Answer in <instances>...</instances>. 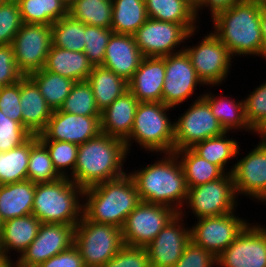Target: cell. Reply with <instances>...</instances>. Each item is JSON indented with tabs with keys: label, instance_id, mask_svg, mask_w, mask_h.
<instances>
[{
	"label": "cell",
	"instance_id": "cell-41",
	"mask_svg": "<svg viewBox=\"0 0 266 267\" xmlns=\"http://www.w3.org/2000/svg\"><path fill=\"white\" fill-rule=\"evenodd\" d=\"M113 33L111 28L85 24L84 53L93 66H100L103 64L106 46Z\"/></svg>",
	"mask_w": 266,
	"mask_h": 267
},
{
	"label": "cell",
	"instance_id": "cell-4",
	"mask_svg": "<svg viewBox=\"0 0 266 267\" xmlns=\"http://www.w3.org/2000/svg\"><path fill=\"white\" fill-rule=\"evenodd\" d=\"M262 6L257 0H243L213 19L212 32L232 56H261L260 27Z\"/></svg>",
	"mask_w": 266,
	"mask_h": 267
},
{
	"label": "cell",
	"instance_id": "cell-28",
	"mask_svg": "<svg viewBox=\"0 0 266 267\" xmlns=\"http://www.w3.org/2000/svg\"><path fill=\"white\" fill-rule=\"evenodd\" d=\"M145 6L148 18L181 24L189 32L198 28L190 0H145Z\"/></svg>",
	"mask_w": 266,
	"mask_h": 267
},
{
	"label": "cell",
	"instance_id": "cell-43",
	"mask_svg": "<svg viewBox=\"0 0 266 267\" xmlns=\"http://www.w3.org/2000/svg\"><path fill=\"white\" fill-rule=\"evenodd\" d=\"M32 134L19 122L0 110V152L12 150L26 142Z\"/></svg>",
	"mask_w": 266,
	"mask_h": 267
},
{
	"label": "cell",
	"instance_id": "cell-2",
	"mask_svg": "<svg viewBox=\"0 0 266 267\" xmlns=\"http://www.w3.org/2000/svg\"><path fill=\"white\" fill-rule=\"evenodd\" d=\"M145 168L130 172L142 202L169 206L183 211L188 188L181 164L174 152Z\"/></svg>",
	"mask_w": 266,
	"mask_h": 267
},
{
	"label": "cell",
	"instance_id": "cell-45",
	"mask_svg": "<svg viewBox=\"0 0 266 267\" xmlns=\"http://www.w3.org/2000/svg\"><path fill=\"white\" fill-rule=\"evenodd\" d=\"M102 267H150L146 247L124 245L120 251Z\"/></svg>",
	"mask_w": 266,
	"mask_h": 267
},
{
	"label": "cell",
	"instance_id": "cell-27",
	"mask_svg": "<svg viewBox=\"0 0 266 267\" xmlns=\"http://www.w3.org/2000/svg\"><path fill=\"white\" fill-rule=\"evenodd\" d=\"M36 183L30 180L0 185V217L3 222L32 214Z\"/></svg>",
	"mask_w": 266,
	"mask_h": 267
},
{
	"label": "cell",
	"instance_id": "cell-31",
	"mask_svg": "<svg viewBox=\"0 0 266 267\" xmlns=\"http://www.w3.org/2000/svg\"><path fill=\"white\" fill-rule=\"evenodd\" d=\"M174 153L180 160L187 188L217 180L225 174L219 166L200 157L191 148L174 151Z\"/></svg>",
	"mask_w": 266,
	"mask_h": 267
},
{
	"label": "cell",
	"instance_id": "cell-54",
	"mask_svg": "<svg viewBox=\"0 0 266 267\" xmlns=\"http://www.w3.org/2000/svg\"><path fill=\"white\" fill-rule=\"evenodd\" d=\"M260 135L261 142H266V118L263 120V122L254 130V133Z\"/></svg>",
	"mask_w": 266,
	"mask_h": 267
},
{
	"label": "cell",
	"instance_id": "cell-37",
	"mask_svg": "<svg viewBox=\"0 0 266 267\" xmlns=\"http://www.w3.org/2000/svg\"><path fill=\"white\" fill-rule=\"evenodd\" d=\"M52 45L70 51L84 52L85 24L67 15L51 25Z\"/></svg>",
	"mask_w": 266,
	"mask_h": 267
},
{
	"label": "cell",
	"instance_id": "cell-36",
	"mask_svg": "<svg viewBox=\"0 0 266 267\" xmlns=\"http://www.w3.org/2000/svg\"><path fill=\"white\" fill-rule=\"evenodd\" d=\"M112 0H76L69 6V15L86 25L111 28Z\"/></svg>",
	"mask_w": 266,
	"mask_h": 267
},
{
	"label": "cell",
	"instance_id": "cell-13",
	"mask_svg": "<svg viewBox=\"0 0 266 267\" xmlns=\"http://www.w3.org/2000/svg\"><path fill=\"white\" fill-rule=\"evenodd\" d=\"M11 45L17 67L24 76L41 70L52 45L51 26L22 23Z\"/></svg>",
	"mask_w": 266,
	"mask_h": 267
},
{
	"label": "cell",
	"instance_id": "cell-58",
	"mask_svg": "<svg viewBox=\"0 0 266 267\" xmlns=\"http://www.w3.org/2000/svg\"><path fill=\"white\" fill-rule=\"evenodd\" d=\"M2 224H3V221H2V219L0 217V231H1Z\"/></svg>",
	"mask_w": 266,
	"mask_h": 267
},
{
	"label": "cell",
	"instance_id": "cell-53",
	"mask_svg": "<svg viewBox=\"0 0 266 267\" xmlns=\"http://www.w3.org/2000/svg\"><path fill=\"white\" fill-rule=\"evenodd\" d=\"M261 33H262V49L261 57L266 59V9L262 8L261 21H260Z\"/></svg>",
	"mask_w": 266,
	"mask_h": 267
},
{
	"label": "cell",
	"instance_id": "cell-8",
	"mask_svg": "<svg viewBox=\"0 0 266 267\" xmlns=\"http://www.w3.org/2000/svg\"><path fill=\"white\" fill-rule=\"evenodd\" d=\"M236 197L232 174L225 173L217 180L188 188L185 204L199 219L236 212Z\"/></svg>",
	"mask_w": 266,
	"mask_h": 267
},
{
	"label": "cell",
	"instance_id": "cell-25",
	"mask_svg": "<svg viewBox=\"0 0 266 267\" xmlns=\"http://www.w3.org/2000/svg\"><path fill=\"white\" fill-rule=\"evenodd\" d=\"M40 225L41 221L32 214L3 222L0 231V251L8 256V253L14 250L21 256L37 237Z\"/></svg>",
	"mask_w": 266,
	"mask_h": 267
},
{
	"label": "cell",
	"instance_id": "cell-15",
	"mask_svg": "<svg viewBox=\"0 0 266 267\" xmlns=\"http://www.w3.org/2000/svg\"><path fill=\"white\" fill-rule=\"evenodd\" d=\"M73 225L41 223L37 237L15 261V267H38L74 245Z\"/></svg>",
	"mask_w": 266,
	"mask_h": 267
},
{
	"label": "cell",
	"instance_id": "cell-57",
	"mask_svg": "<svg viewBox=\"0 0 266 267\" xmlns=\"http://www.w3.org/2000/svg\"><path fill=\"white\" fill-rule=\"evenodd\" d=\"M76 0H64V2L68 5V7L73 4Z\"/></svg>",
	"mask_w": 266,
	"mask_h": 267
},
{
	"label": "cell",
	"instance_id": "cell-11",
	"mask_svg": "<svg viewBox=\"0 0 266 267\" xmlns=\"http://www.w3.org/2000/svg\"><path fill=\"white\" fill-rule=\"evenodd\" d=\"M183 49L204 85L218 86L225 81L232 65V56L213 32L203 37L198 45Z\"/></svg>",
	"mask_w": 266,
	"mask_h": 267
},
{
	"label": "cell",
	"instance_id": "cell-46",
	"mask_svg": "<svg viewBox=\"0 0 266 267\" xmlns=\"http://www.w3.org/2000/svg\"><path fill=\"white\" fill-rule=\"evenodd\" d=\"M217 258L192 240L187 244L181 258L173 267H213Z\"/></svg>",
	"mask_w": 266,
	"mask_h": 267
},
{
	"label": "cell",
	"instance_id": "cell-18",
	"mask_svg": "<svg viewBox=\"0 0 266 267\" xmlns=\"http://www.w3.org/2000/svg\"><path fill=\"white\" fill-rule=\"evenodd\" d=\"M184 211L177 213L146 246L150 267H173L191 241L190 228L183 225Z\"/></svg>",
	"mask_w": 266,
	"mask_h": 267
},
{
	"label": "cell",
	"instance_id": "cell-47",
	"mask_svg": "<svg viewBox=\"0 0 266 267\" xmlns=\"http://www.w3.org/2000/svg\"><path fill=\"white\" fill-rule=\"evenodd\" d=\"M20 107V81L11 85L2 86L0 89V110L5 116L22 125Z\"/></svg>",
	"mask_w": 266,
	"mask_h": 267
},
{
	"label": "cell",
	"instance_id": "cell-7",
	"mask_svg": "<svg viewBox=\"0 0 266 267\" xmlns=\"http://www.w3.org/2000/svg\"><path fill=\"white\" fill-rule=\"evenodd\" d=\"M74 246L85 267H102L124 246L122 229L90 221L82 215L75 227Z\"/></svg>",
	"mask_w": 266,
	"mask_h": 267
},
{
	"label": "cell",
	"instance_id": "cell-29",
	"mask_svg": "<svg viewBox=\"0 0 266 267\" xmlns=\"http://www.w3.org/2000/svg\"><path fill=\"white\" fill-rule=\"evenodd\" d=\"M87 82L91 85L100 112L129 90L128 82L103 66H94Z\"/></svg>",
	"mask_w": 266,
	"mask_h": 267
},
{
	"label": "cell",
	"instance_id": "cell-32",
	"mask_svg": "<svg viewBox=\"0 0 266 267\" xmlns=\"http://www.w3.org/2000/svg\"><path fill=\"white\" fill-rule=\"evenodd\" d=\"M111 29L115 34L134 35L148 19L145 0H112Z\"/></svg>",
	"mask_w": 266,
	"mask_h": 267
},
{
	"label": "cell",
	"instance_id": "cell-21",
	"mask_svg": "<svg viewBox=\"0 0 266 267\" xmlns=\"http://www.w3.org/2000/svg\"><path fill=\"white\" fill-rule=\"evenodd\" d=\"M143 59L133 35L115 34L110 37L103 60L107 68L129 82Z\"/></svg>",
	"mask_w": 266,
	"mask_h": 267
},
{
	"label": "cell",
	"instance_id": "cell-10",
	"mask_svg": "<svg viewBox=\"0 0 266 267\" xmlns=\"http://www.w3.org/2000/svg\"><path fill=\"white\" fill-rule=\"evenodd\" d=\"M177 213L169 206L141 201L122 228L124 245L148 246Z\"/></svg>",
	"mask_w": 266,
	"mask_h": 267
},
{
	"label": "cell",
	"instance_id": "cell-33",
	"mask_svg": "<svg viewBox=\"0 0 266 267\" xmlns=\"http://www.w3.org/2000/svg\"><path fill=\"white\" fill-rule=\"evenodd\" d=\"M37 141L38 136L32 135L22 145L0 152V185L27 180L30 150Z\"/></svg>",
	"mask_w": 266,
	"mask_h": 267
},
{
	"label": "cell",
	"instance_id": "cell-22",
	"mask_svg": "<svg viewBox=\"0 0 266 267\" xmlns=\"http://www.w3.org/2000/svg\"><path fill=\"white\" fill-rule=\"evenodd\" d=\"M164 79L165 56L143 57L128 88L139 102H162Z\"/></svg>",
	"mask_w": 266,
	"mask_h": 267
},
{
	"label": "cell",
	"instance_id": "cell-26",
	"mask_svg": "<svg viewBox=\"0 0 266 267\" xmlns=\"http://www.w3.org/2000/svg\"><path fill=\"white\" fill-rule=\"evenodd\" d=\"M93 67L84 52L51 45L43 69L80 82L87 81Z\"/></svg>",
	"mask_w": 266,
	"mask_h": 267
},
{
	"label": "cell",
	"instance_id": "cell-30",
	"mask_svg": "<svg viewBox=\"0 0 266 267\" xmlns=\"http://www.w3.org/2000/svg\"><path fill=\"white\" fill-rule=\"evenodd\" d=\"M216 96V97H215ZM202 97L209 103L212 114L217 118L220 125L225 131L244 129L253 133L254 130L250 127L245 117L244 101H234L230 96H217L206 93ZM228 97V98H227Z\"/></svg>",
	"mask_w": 266,
	"mask_h": 267
},
{
	"label": "cell",
	"instance_id": "cell-48",
	"mask_svg": "<svg viewBox=\"0 0 266 267\" xmlns=\"http://www.w3.org/2000/svg\"><path fill=\"white\" fill-rule=\"evenodd\" d=\"M23 77V73L17 67L12 45H0V85L17 83Z\"/></svg>",
	"mask_w": 266,
	"mask_h": 267
},
{
	"label": "cell",
	"instance_id": "cell-56",
	"mask_svg": "<svg viewBox=\"0 0 266 267\" xmlns=\"http://www.w3.org/2000/svg\"><path fill=\"white\" fill-rule=\"evenodd\" d=\"M257 1L262 6V8L266 9V0H257Z\"/></svg>",
	"mask_w": 266,
	"mask_h": 267
},
{
	"label": "cell",
	"instance_id": "cell-23",
	"mask_svg": "<svg viewBox=\"0 0 266 267\" xmlns=\"http://www.w3.org/2000/svg\"><path fill=\"white\" fill-rule=\"evenodd\" d=\"M20 105L22 126L32 135H39L45 129L53 110L28 76L20 80Z\"/></svg>",
	"mask_w": 266,
	"mask_h": 267
},
{
	"label": "cell",
	"instance_id": "cell-17",
	"mask_svg": "<svg viewBox=\"0 0 266 267\" xmlns=\"http://www.w3.org/2000/svg\"><path fill=\"white\" fill-rule=\"evenodd\" d=\"M198 84L204 85L197 77L185 51L165 56L162 103L173 108L177 107L193 95Z\"/></svg>",
	"mask_w": 266,
	"mask_h": 267
},
{
	"label": "cell",
	"instance_id": "cell-39",
	"mask_svg": "<svg viewBox=\"0 0 266 267\" xmlns=\"http://www.w3.org/2000/svg\"><path fill=\"white\" fill-rule=\"evenodd\" d=\"M47 148L38 140L30 150L27 180L33 183L53 182L60 179Z\"/></svg>",
	"mask_w": 266,
	"mask_h": 267
},
{
	"label": "cell",
	"instance_id": "cell-24",
	"mask_svg": "<svg viewBox=\"0 0 266 267\" xmlns=\"http://www.w3.org/2000/svg\"><path fill=\"white\" fill-rule=\"evenodd\" d=\"M139 101L128 90L101 112V132L125 141L131 133Z\"/></svg>",
	"mask_w": 266,
	"mask_h": 267
},
{
	"label": "cell",
	"instance_id": "cell-52",
	"mask_svg": "<svg viewBox=\"0 0 266 267\" xmlns=\"http://www.w3.org/2000/svg\"><path fill=\"white\" fill-rule=\"evenodd\" d=\"M243 0H196L194 3V12L196 19L199 15V9H205L209 6L212 20L220 13L232 8L236 4L241 3Z\"/></svg>",
	"mask_w": 266,
	"mask_h": 267
},
{
	"label": "cell",
	"instance_id": "cell-16",
	"mask_svg": "<svg viewBox=\"0 0 266 267\" xmlns=\"http://www.w3.org/2000/svg\"><path fill=\"white\" fill-rule=\"evenodd\" d=\"M222 267H266V228L248 224L217 257Z\"/></svg>",
	"mask_w": 266,
	"mask_h": 267
},
{
	"label": "cell",
	"instance_id": "cell-5",
	"mask_svg": "<svg viewBox=\"0 0 266 267\" xmlns=\"http://www.w3.org/2000/svg\"><path fill=\"white\" fill-rule=\"evenodd\" d=\"M83 191L82 187L67 177L36 183L32 215L41 223L76 226L83 215V203L80 202Z\"/></svg>",
	"mask_w": 266,
	"mask_h": 267
},
{
	"label": "cell",
	"instance_id": "cell-6",
	"mask_svg": "<svg viewBox=\"0 0 266 267\" xmlns=\"http://www.w3.org/2000/svg\"><path fill=\"white\" fill-rule=\"evenodd\" d=\"M171 108L162 102H139L130 136L124 141L128 153L133 141L145 151L174 152V122L167 114Z\"/></svg>",
	"mask_w": 266,
	"mask_h": 267
},
{
	"label": "cell",
	"instance_id": "cell-34",
	"mask_svg": "<svg viewBox=\"0 0 266 267\" xmlns=\"http://www.w3.org/2000/svg\"><path fill=\"white\" fill-rule=\"evenodd\" d=\"M28 77L37 85L52 110L60 109L76 83L74 80L44 69L35 71Z\"/></svg>",
	"mask_w": 266,
	"mask_h": 267
},
{
	"label": "cell",
	"instance_id": "cell-35",
	"mask_svg": "<svg viewBox=\"0 0 266 267\" xmlns=\"http://www.w3.org/2000/svg\"><path fill=\"white\" fill-rule=\"evenodd\" d=\"M226 134H228V131L222 135L201 141L191 149L208 162L219 166L225 173H229L228 171L226 172L228 170L226 169V164L228 160L239 155L240 147L237 140L229 139Z\"/></svg>",
	"mask_w": 266,
	"mask_h": 267
},
{
	"label": "cell",
	"instance_id": "cell-1",
	"mask_svg": "<svg viewBox=\"0 0 266 267\" xmlns=\"http://www.w3.org/2000/svg\"><path fill=\"white\" fill-rule=\"evenodd\" d=\"M128 155L125 142L119 138L99 133L78 145L77 161L70 179L83 189L119 178Z\"/></svg>",
	"mask_w": 266,
	"mask_h": 267
},
{
	"label": "cell",
	"instance_id": "cell-9",
	"mask_svg": "<svg viewBox=\"0 0 266 267\" xmlns=\"http://www.w3.org/2000/svg\"><path fill=\"white\" fill-rule=\"evenodd\" d=\"M184 112L174 121V151L192 148L201 141L226 132L202 95Z\"/></svg>",
	"mask_w": 266,
	"mask_h": 267
},
{
	"label": "cell",
	"instance_id": "cell-49",
	"mask_svg": "<svg viewBox=\"0 0 266 267\" xmlns=\"http://www.w3.org/2000/svg\"><path fill=\"white\" fill-rule=\"evenodd\" d=\"M38 267H85L78 249L73 245L66 251L49 258Z\"/></svg>",
	"mask_w": 266,
	"mask_h": 267
},
{
	"label": "cell",
	"instance_id": "cell-38",
	"mask_svg": "<svg viewBox=\"0 0 266 267\" xmlns=\"http://www.w3.org/2000/svg\"><path fill=\"white\" fill-rule=\"evenodd\" d=\"M59 110L76 115L101 116L92 87L87 81L76 82L73 85L71 92Z\"/></svg>",
	"mask_w": 266,
	"mask_h": 267
},
{
	"label": "cell",
	"instance_id": "cell-55",
	"mask_svg": "<svg viewBox=\"0 0 266 267\" xmlns=\"http://www.w3.org/2000/svg\"><path fill=\"white\" fill-rule=\"evenodd\" d=\"M10 257L0 251V267H15V263L11 261Z\"/></svg>",
	"mask_w": 266,
	"mask_h": 267
},
{
	"label": "cell",
	"instance_id": "cell-3",
	"mask_svg": "<svg viewBox=\"0 0 266 267\" xmlns=\"http://www.w3.org/2000/svg\"><path fill=\"white\" fill-rule=\"evenodd\" d=\"M84 197L83 215L88 220L121 229L127 216L141 202L134 179L128 173L85 188Z\"/></svg>",
	"mask_w": 266,
	"mask_h": 267
},
{
	"label": "cell",
	"instance_id": "cell-40",
	"mask_svg": "<svg viewBox=\"0 0 266 267\" xmlns=\"http://www.w3.org/2000/svg\"><path fill=\"white\" fill-rule=\"evenodd\" d=\"M39 141L47 148V151L49 153L50 158L52 159L53 166L57 173L61 177H72L77 161L78 145L64 141ZM67 169H70L71 173L70 171L66 173Z\"/></svg>",
	"mask_w": 266,
	"mask_h": 267
},
{
	"label": "cell",
	"instance_id": "cell-20",
	"mask_svg": "<svg viewBox=\"0 0 266 267\" xmlns=\"http://www.w3.org/2000/svg\"><path fill=\"white\" fill-rule=\"evenodd\" d=\"M101 133L100 116H83L53 110L38 140H52L83 144Z\"/></svg>",
	"mask_w": 266,
	"mask_h": 267
},
{
	"label": "cell",
	"instance_id": "cell-42",
	"mask_svg": "<svg viewBox=\"0 0 266 267\" xmlns=\"http://www.w3.org/2000/svg\"><path fill=\"white\" fill-rule=\"evenodd\" d=\"M21 14L16 0L0 2V45L12 44L22 26Z\"/></svg>",
	"mask_w": 266,
	"mask_h": 267
},
{
	"label": "cell",
	"instance_id": "cell-44",
	"mask_svg": "<svg viewBox=\"0 0 266 267\" xmlns=\"http://www.w3.org/2000/svg\"><path fill=\"white\" fill-rule=\"evenodd\" d=\"M243 101L246 121L255 130L266 118V82L249 93Z\"/></svg>",
	"mask_w": 266,
	"mask_h": 267
},
{
	"label": "cell",
	"instance_id": "cell-19",
	"mask_svg": "<svg viewBox=\"0 0 266 267\" xmlns=\"http://www.w3.org/2000/svg\"><path fill=\"white\" fill-rule=\"evenodd\" d=\"M234 187L238 197H252L266 203V142H260L252 151L231 166Z\"/></svg>",
	"mask_w": 266,
	"mask_h": 267
},
{
	"label": "cell",
	"instance_id": "cell-51",
	"mask_svg": "<svg viewBox=\"0 0 266 267\" xmlns=\"http://www.w3.org/2000/svg\"><path fill=\"white\" fill-rule=\"evenodd\" d=\"M23 23L45 24V14H41L40 0H16Z\"/></svg>",
	"mask_w": 266,
	"mask_h": 267
},
{
	"label": "cell",
	"instance_id": "cell-12",
	"mask_svg": "<svg viewBox=\"0 0 266 267\" xmlns=\"http://www.w3.org/2000/svg\"><path fill=\"white\" fill-rule=\"evenodd\" d=\"M194 33L181 24L148 18L133 36L143 57H164L184 51L176 48Z\"/></svg>",
	"mask_w": 266,
	"mask_h": 267
},
{
	"label": "cell",
	"instance_id": "cell-50",
	"mask_svg": "<svg viewBox=\"0 0 266 267\" xmlns=\"http://www.w3.org/2000/svg\"><path fill=\"white\" fill-rule=\"evenodd\" d=\"M40 5L41 14H45V24L48 26L69 15V7L64 0H40Z\"/></svg>",
	"mask_w": 266,
	"mask_h": 267
},
{
	"label": "cell",
	"instance_id": "cell-14",
	"mask_svg": "<svg viewBox=\"0 0 266 267\" xmlns=\"http://www.w3.org/2000/svg\"><path fill=\"white\" fill-rule=\"evenodd\" d=\"M248 224L234 212L199 218L190 228L191 240L217 258Z\"/></svg>",
	"mask_w": 266,
	"mask_h": 267
}]
</instances>
